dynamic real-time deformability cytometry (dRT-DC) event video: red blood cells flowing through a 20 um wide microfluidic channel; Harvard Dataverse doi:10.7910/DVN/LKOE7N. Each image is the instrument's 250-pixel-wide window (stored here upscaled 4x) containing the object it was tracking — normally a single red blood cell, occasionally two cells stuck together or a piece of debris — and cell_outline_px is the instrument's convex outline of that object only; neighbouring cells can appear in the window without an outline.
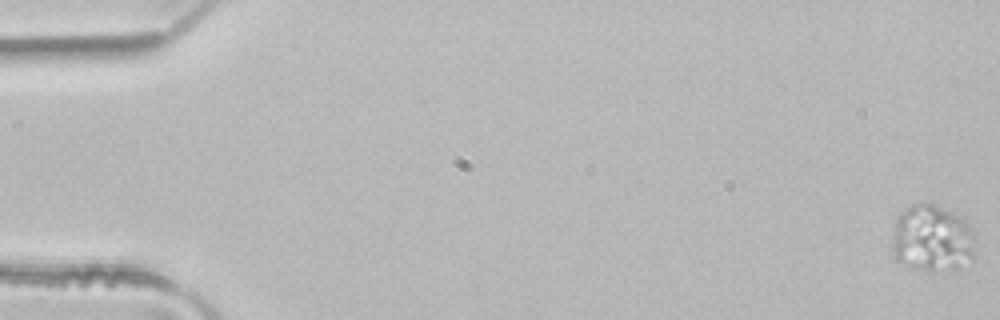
{"species": "common noctule bat (a hibernating species)", "species_latin": "Nyctalus noctula", "temperature_condition": "room temperature", "stored_images_in_passage": 52, "camera_frame_rate_fps": 3000, "um_per_image_px": 0.085, "animal": {"sex": "male", "body_mass_g": 21.5, "forearm_length_mm": 52.0}, "frame": {"image": 1, "passage_image": 1, "time_ms": 0.0, "image_size_px": [1000, 320], "cell_outline_px": [[976, 256], [972, 260], [956, 268], [932, 272], [912, 268], [900, 264], [892, 256], [892, 228], [900, 212], [912, 204], [932, 204], [964, 216], [976, 232]], "centroid_in_image_um": [79.27, 20.29], "position_along_channel_um": 5.7, "area_um2": 33.7}}
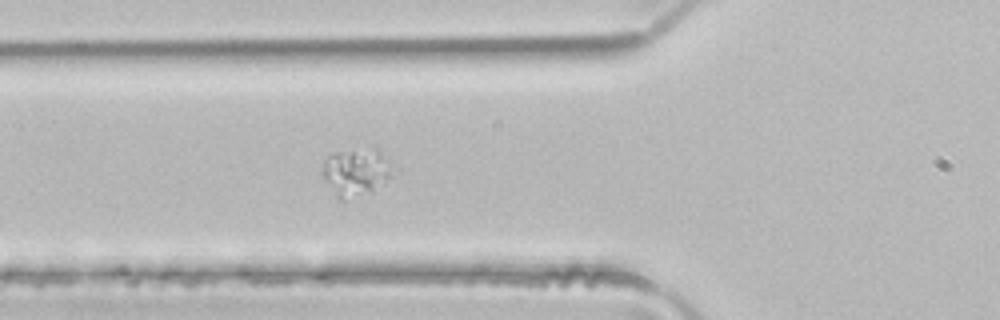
{"frame": {"image": 2, "passage_image": 19, "time_ms": 6.0, "image_size_px": [1000, 320], "cell_outline_px": [[392, 176], [372, 192], [344, 200], [336, 200], [320, 172], [324, 160], [332, 152], [376, 148], [388, 160]], "centroid_in_image_um": [30.19, 14.65], "position_along_channel_um": 95.6, "area_um2": 19.59}}
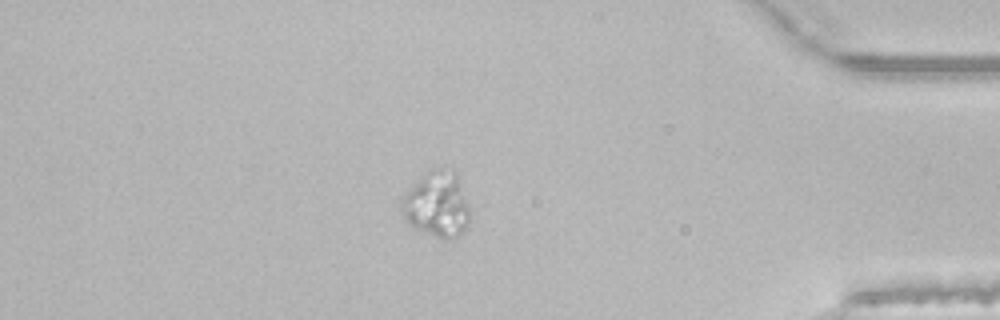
{"frame": {"image": 3, "passage_image": 44, "time_ms": 14.333, "image_size_px": [1000, 320], "cell_outline_px": [[468, 228], [464, 232], [452, 240], [444, 240], [416, 228], [408, 224], [404, 220], [400, 208], [400, 204], [404, 196], [432, 168], [440, 168], [456, 172], [468, 208]], "centroid_in_image_um": [37.15, 17.44], "position_along_channel_um": 398.1, "area_um2": 25.55}}